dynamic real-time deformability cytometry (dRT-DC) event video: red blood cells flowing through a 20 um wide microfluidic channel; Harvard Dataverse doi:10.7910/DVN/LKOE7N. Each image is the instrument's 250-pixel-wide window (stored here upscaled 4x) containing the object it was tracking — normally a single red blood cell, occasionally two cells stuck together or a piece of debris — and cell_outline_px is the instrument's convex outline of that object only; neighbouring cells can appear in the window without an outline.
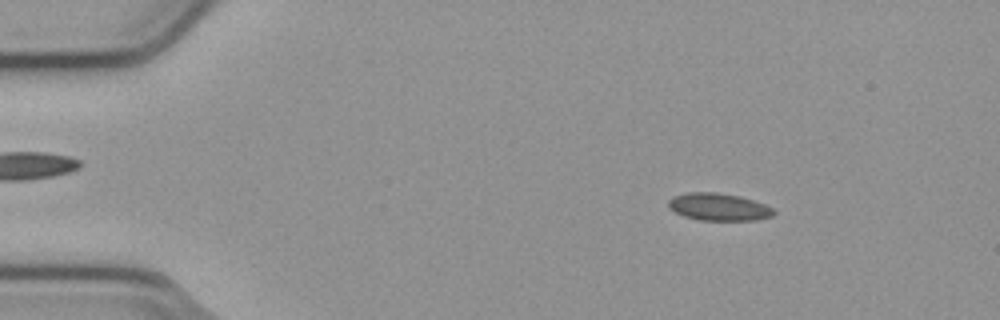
{"species": "common noctule bat (a hibernating species)", "species_latin": "Nyctalus noctula", "temperature_condition": "cold", "stored_images_in_passage": 47, "camera_frame_rate_fps": 3000, "um_per_image_px": 0.085, "animal": {"sex": "male", "body_mass_g": 23.1, "forearm_length_mm": 52.7}, "frame": {"image": 1, "passage_image": 1, "time_ms": 0.0, "image_size_px": [1000, 320], "cell_outline_px": [[776, 212], [772, 216], [752, 220], [700, 220], [684, 216], [668, 208], [668, 200], [672, 196], [688, 192], [716, 192], [740, 196], [764, 204], [772, 208]], "centroid_in_image_um": [61.05, 17.58], "position_along_channel_um": 24.0, "area_um2": 16.76}}
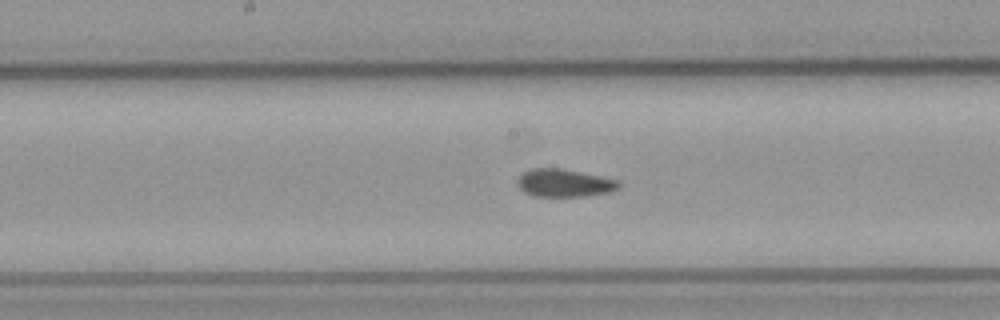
{"frame": {"image": 2, "passage_image": 21, "time_ms": 6.667, "image_size_px": [1000, 320], "cell_outline_px": [[620, 188], [608, 192], [584, 196], [532, 196], [524, 192], [516, 184], [516, 180], [524, 172], [532, 168], [560, 168], [600, 176], [616, 180], [620, 184]], "centroid_in_image_um": [47.92, 15.55], "position_along_channel_um": 200.3, "area_um2": 16.3}}
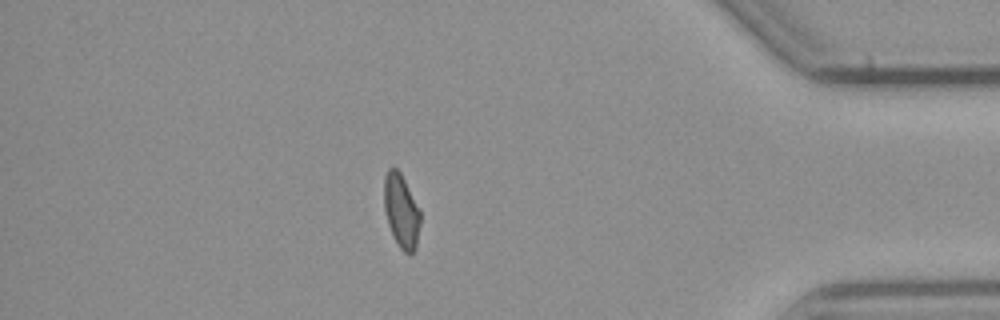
{"frame": {"image": 3, "passage_image": 40, "time_ms": 13.0, "image_size_px": [1000, 320], "cell_outline_px": [[420, 224], [416, 248], [408, 256], [396, 244], [392, 236], [384, 212], [384, 176], [388, 168], [396, 168], [400, 172], [420, 212]], "centroid_in_image_um": [34.08, 17.98], "position_along_channel_um": 401.1, "area_um2": 15.61}, "authors_computed_cell_mechanics": {"area_um2": 16.2996, "velocity_mm_per_s": 3.8054, "shape_relaxation_time_tau1_ms": null, "shape_relaxation_time_tau2_ms": 10.0191, "deformation_change_tau1": null, "deformation_change_tau2": 0.1077}}